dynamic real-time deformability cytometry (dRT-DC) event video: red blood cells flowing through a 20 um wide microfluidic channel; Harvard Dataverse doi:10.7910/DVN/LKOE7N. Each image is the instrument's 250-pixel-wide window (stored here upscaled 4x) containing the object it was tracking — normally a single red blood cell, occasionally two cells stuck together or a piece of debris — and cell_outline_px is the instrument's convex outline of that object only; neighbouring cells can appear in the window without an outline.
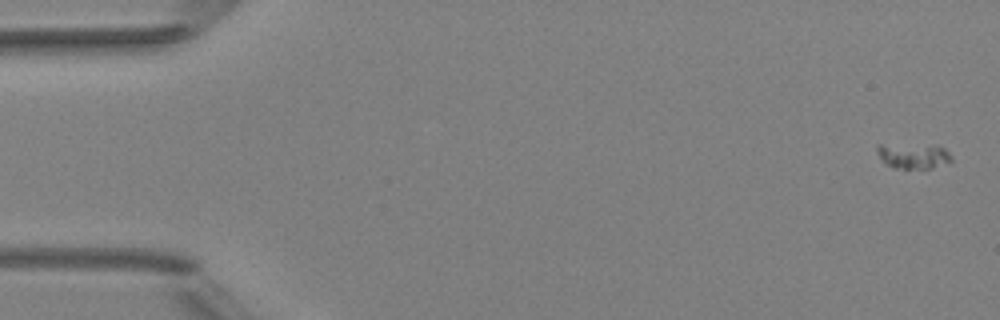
{"species": "Egyptian fruit bat (a non-hibernating species)", "species_latin": "Rousettus aegyptiacus", "temperature_condition": "room temperature", "stored_images_in_passage": 5, "camera_frame_rate_fps": 3000, "um_per_image_px": 0.085, "animal": {"sex": "female"}, "frame": {"image": 1, "passage_image": 1, "time_ms": 0.0, "image_size_px": [1000, 320], "cell_outline_px": [[952, 160], [932, 168], [892, 168], [876, 152], [876, 144], [936, 144], [944, 148], [952, 156]], "centroid_in_image_um": [77.64, 13.21], "position_along_channel_um": 7.4, "area_um2": 11.1}}